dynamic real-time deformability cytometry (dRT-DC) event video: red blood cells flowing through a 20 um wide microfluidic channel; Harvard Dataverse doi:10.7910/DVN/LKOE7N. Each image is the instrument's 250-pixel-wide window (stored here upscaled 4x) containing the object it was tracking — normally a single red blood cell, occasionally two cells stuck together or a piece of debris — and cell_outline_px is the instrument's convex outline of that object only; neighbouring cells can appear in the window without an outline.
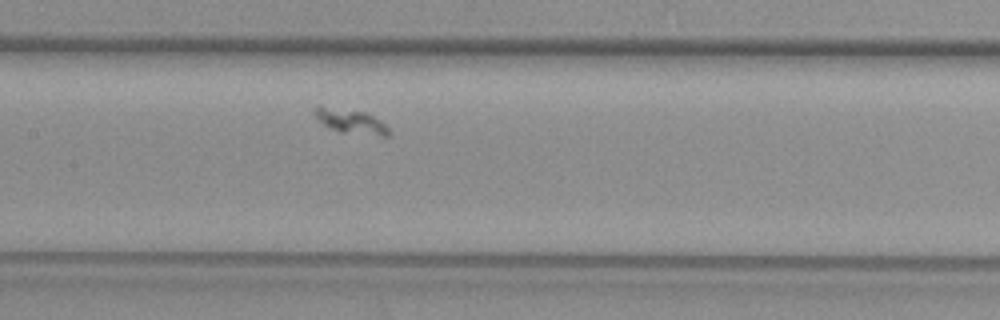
{"species": "common noctule bat (a hibernating species)", "species_latin": "Nyctalus noctula", "temperature_condition": "warm", "stored_images_in_passage": 34, "camera_frame_rate_fps": 3000, "um_per_image_px": 0.085, "animal": {"sex": "female", "body_mass_g": 29.2, "forearm_length_mm": 56.3}, "frame": {"image": 1, "passage_image": 15, "time_ms": 4.667, "image_size_px": [1000, 320], "cell_outline_px": [[392, 132], [388, 136], [380, 136], [340, 132], [324, 124], [316, 116], [316, 108], [320, 104], [364, 112], [372, 116], [384, 124]], "centroid_in_image_um": [29.84, 10.31], "position_along_channel_um": 177.6, "area_um2": 10.4}}
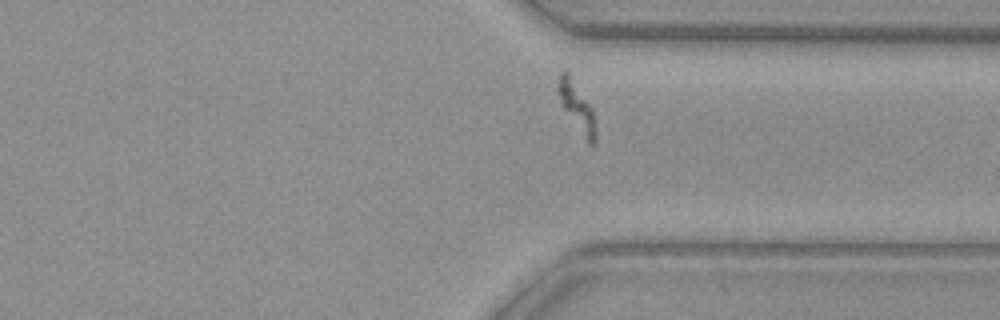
{"frame": {"image": 2, "passage_image": 29, "time_ms": 9.333, "image_size_px": [1000, 320], "cell_outline_px": [[596, 140], [592, 144], [588, 144], [564, 108], [560, 100], [556, 88], [556, 84], [560, 72], [568, 72], [592, 108], [596, 128]], "centroid_in_image_um": [49.02, 9.07], "position_along_channel_um": 362.4, "area_um2": 10.4}}
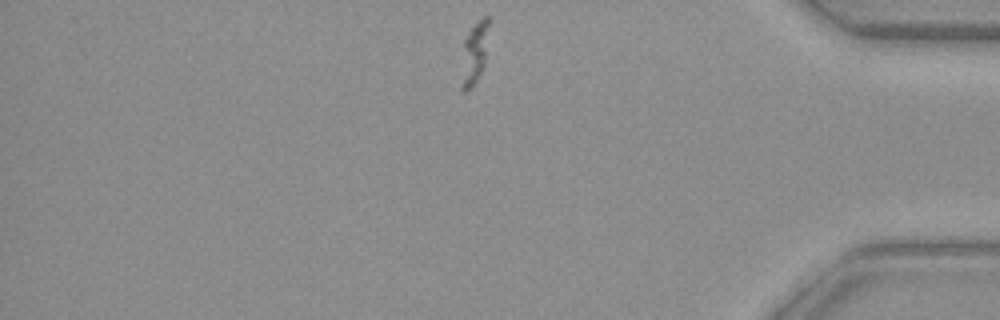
{"frame": {"image": 3, "passage_image": 34, "time_ms": 11.0, "image_size_px": [1000, 320], "cell_outline_px": [[492, 20], [484, 64], [476, 80], [464, 92], [460, 88], [460, 84], [464, 40], [468, 32], [484, 16], [492, 16]], "centroid_in_image_um": [40.36, 4.42], "position_along_channel_um": 394.8, "area_um2": 10.12}}